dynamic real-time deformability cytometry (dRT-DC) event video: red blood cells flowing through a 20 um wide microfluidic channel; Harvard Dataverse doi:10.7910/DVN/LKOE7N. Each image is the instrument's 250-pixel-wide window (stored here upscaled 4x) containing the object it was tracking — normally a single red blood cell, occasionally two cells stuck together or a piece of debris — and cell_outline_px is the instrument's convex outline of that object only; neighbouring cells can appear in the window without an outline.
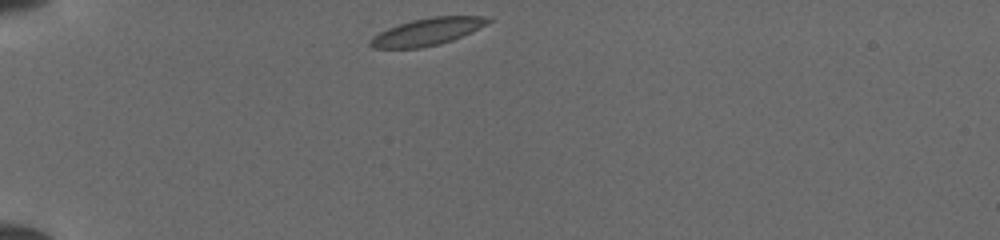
{"species": "common noctule bat (a hibernating species)", "species_latin": "Nyctalus noctula", "temperature_condition": "cold", "stored_images_in_passage": 37, "camera_frame_rate_fps": 3000, "um_per_image_px": 0.085, "animal": {"sex": "female", "body_mass_g": 19.5, "forearm_length_mm": 54.1}, "frame": {"image": 1, "passage_image": 1, "time_ms": 0.0, "image_size_px": [1000, 240], "cell_outline_px": [[492, 20], [452, 40], [440, 44], [420, 48], [372, 48], [368, 44], [368, 40], [372, 36], [388, 28], [412, 20], [432, 16], [484, 16]], "centroid_in_image_um": [36.22, 2.7], "position_along_channel_um": 48.8, "area_um2": 18.32}}
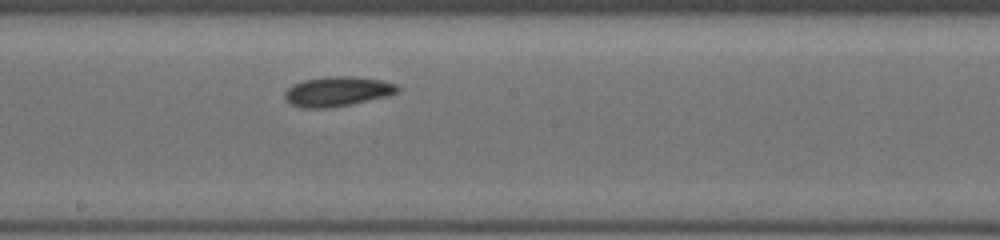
{"frame": {"image": 2, "passage_image": 16, "time_ms": 5.0, "image_size_px": [1000, 240], "cell_outline_px": [[400, 92], [388, 96], [348, 104], [324, 108], [300, 108], [284, 100], [284, 92], [292, 84], [304, 80], [324, 76], [352, 76], [384, 80], [396, 84], [400, 88]], "centroid_in_image_um": [28.67, 7.76], "position_along_channel_um": 219.5, "area_um2": 19.71}}
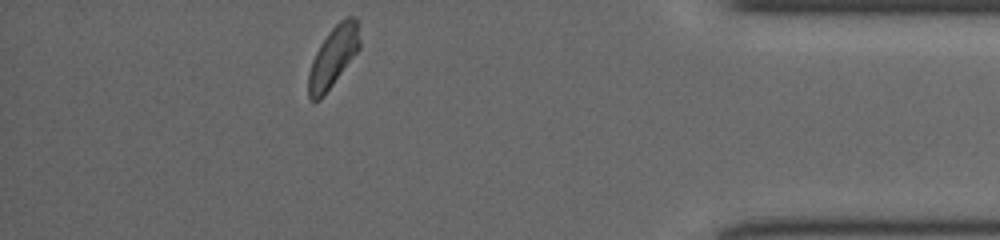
{"frame": {"image": 3, "passage_image": 32, "time_ms": 10.333, "image_size_px": [1000, 240], "cell_outline_px": [[360, 48], [324, 96], [320, 100], [312, 100], [308, 96], [308, 72], [312, 60], [320, 44], [328, 32], [340, 20], [348, 16], [356, 16], [360, 40]], "centroid_in_image_um": [28.31, 4.82], "position_along_channel_um": 406.9, "area_um2": 18.03}}